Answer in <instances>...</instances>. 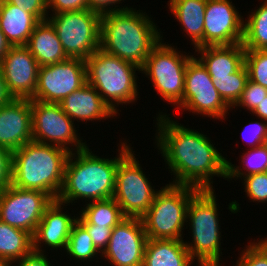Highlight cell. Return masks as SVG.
Returning <instances> with one entry per match:
<instances>
[{"label": "cell", "instance_id": "cell-1", "mask_svg": "<svg viewBox=\"0 0 267 266\" xmlns=\"http://www.w3.org/2000/svg\"><path fill=\"white\" fill-rule=\"evenodd\" d=\"M158 115V116H157ZM156 114L154 143L173 175L170 184L214 189L213 178H227V159L202 131L190 129L169 117ZM176 120V121H175ZM167 164V165H166Z\"/></svg>", "mask_w": 267, "mask_h": 266}, {"label": "cell", "instance_id": "cell-2", "mask_svg": "<svg viewBox=\"0 0 267 266\" xmlns=\"http://www.w3.org/2000/svg\"><path fill=\"white\" fill-rule=\"evenodd\" d=\"M119 142L116 157L107 158L94 154L87 145L69 154L64 182L57 198L68 206L85 200V203L113 198L116 171L119 161L133 148L126 139ZM126 141V142H125ZM76 200V201H75Z\"/></svg>", "mask_w": 267, "mask_h": 266}, {"label": "cell", "instance_id": "cell-3", "mask_svg": "<svg viewBox=\"0 0 267 266\" xmlns=\"http://www.w3.org/2000/svg\"><path fill=\"white\" fill-rule=\"evenodd\" d=\"M152 16L129 8L101 15L100 49L140 68L163 39Z\"/></svg>", "mask_w": 267, "mask_h": 266}, {"label": "cell", "instance_id": "cell-4", "mask_svg": "<svg viewBox=\"0 0 267 266\" xmlns=\"http://www.w3.org/2000/svg\"><path fill=\"white\" fill-rule=\"evenodd\" d=\"M69 154L54 145L35 141L24 144L12 152V185L42 191L57 200Z\"/></svg>", "mask_w": 267, "mask_h": 266}, {"label": "cell", "instance_id": "cell-5", "mask_svg": "<svg viewBox=\"0 0 267 266\" xmlns=\"http://www.w3.org/2000/svg\"><path fill=\"white\" fill-rule=\"evenodd\" d=\"M216 197L214 189H201L187 208L186 228L190 227L192 242L184 243L191 258L197 260V266H222L220 207Z\"/></svg>", "mask_w": 267, "mask_h": 266}, {"label": "cell", "instance_id": "cell-6", "mask_svg": "<svg viewBox=\"0 0 267 266\" xmlns=\"http://www.w3.org/2000/svg\"><path fill=\"white\" fill-rule=\"evenodd\" d=\"M85 62L87 83L97 90L116 115H120L117 109L120 104L127 106L137 102V73H141L139 66L110 55L100 48Z\"/></svg>", "mask_w": 267, "mask_h": 266}, {"label": "cell", "instance_id": "cell-7", "mask_svg": "<svg viewBox=\"0 0 267 266\" xmlns=\"http://www.w3.org/2000/svg\"><path fill=\"white\" fill-rule=\"evenodd\" d=\"M199 190L189 185L170 183L160 187L150 208L141 217L147 238L184 240L187 208Z\"/></svg>", "mask_w": 267, "mask_h": 266}, {"label": "cell", "instance_id": "cell-8", "mask_svg": "<svg viewBox=\"0 0 267 266\" xmlns=\"http://www.w3.org/2000/svg\"><path fill=\"white\" fill-rule=\"evenodd\" d=\"M162 39L148 55L141 73L150 81L156 95L180 108L183 105L185 73L188 61L194 56L179 51Z\"/></svg>", "mask_w": 267, "mask_h": 266}, {"label": "cell", "instance_id": "cell-9", "mask_svg": "<svg viewBox=\"0 0 267 266\" xmlns=\"http://www.w3.org/2000/svg\"><path fill=\"white\" fill-rule=\"evenodd\" d=\"M68 58L86 60L100 48L101 15L89 9L48 14Z\"/></svg>", "mask_w": 267, "mask_h": 266}, {"label": "cell", "instance_id": "cell-10", "mask_svg": "<svg viewBox=\"0 0 267 266\" xmlns=\"http://www.w3.org/2000/svg\"><path fill=\"white\" fill-rule=\"evenodd\" d=\"M134 152L132 148L119 161L113 198L125 217L141 218L159 190L154 189Z\"/></svg>", "mask_w": 267, "mask_h": 266}, {"label": "cell", "instance_id": "cell-11", "mask_svg": "<svg viewBox=\"0 0 267 266\" xmlns=\"http://www.w3.org/2000/svg\"><path fill=\"white\" fill-rule=\"evenodd\" d=\"M32 141L61 147L69 153L87 144L78 135L79 125L62 110L59 103L31 100ZM78 130V131H77ZM73 146V147H72Z\"/></svg>", "mask_w": 267, "mask_h": 266}, {"label": "cell", "instance_id": "cell-12", "mask_svg": "<svg viewBox=\"0 0 267 266\" xmlns=\"http://www.w3.org/2000/svg\"><path fill=\"white\" fill-rule=\"evenodd\" d=\"M179 109L214 120L220 119L222 122L232 109L220 96L211 76L196 56L187 63L183 105Z\"/></svg>", "mask_w": 267, "mask_h": 266}, {"label": "cell", "instance_id": "cell-13", "mask_svg": "<svg viewBox=\"0 0 267 266\" xmlns=\"http://www.w3.org/2000/svg\"><path fill=\"white\" fill-rule=\"evenodd\" d=\"M53 199L42 191L15 187L0 191V220L34 235L46 208Z\"/></svg>", "mask_w": 267, "mask_h": 266}, {"label": "cell", "instance_id": "cell-14", "mask_svg": "<svg viewBox=\"0 0 267 266\" xmlns=\"http://www.w3.org/2000/svg\"><path fill=\"white\" fill-rule=\"evenodd\" d=\"M87 83L86 62L78 58L39 67L37 86L31 100L60 103Z\"/></svg>", "mask_w": 267, "mask_h": 266}, {"label": "cell", "instance_id": "cell-15", "mask_svg": "<svg viewBox=\"0 0 267 266\" xmlns=\"http://www.w3.org/2000/svg\"><path fill=\"white\" fill-rule=\"evenodd\" d=\"M147 239L141 218L125 217L113 228L101 258L111 266H142Z\"/></svg>", "mask_w": 267, "mask_h": 266}, {"label": "cell", "instance_id": "cell-16", "mask_svg": "<svg viewBox=\"0 0 267 266\" xmlns=\"http://www.w3.org/2000/svg\"><path fill=\"white\" fill-rule=\"evenodd\" d=\"M231 0H207L204 46L242 43L244 18Z\"/></svg>", "mask_w": 267, "mask_h": 266}, {"label": "cell", "instance_id": "cell-17", "mask_svg": "<svg viewBox=\"0 0 267 266\" xmlns=\"http://www.w3.org/2000/svg\"><path fill=\"white\" fill-rule=\"evenodd\" d=\"M39 64L26 46H11L0 61L12 98L31 99L37 86Z\"/></svg>", "mask_w": 267, "mask_h": 266}, {"label": "cell", "instance_id": "cell-18", "mask_svg": "<svg viewBox=\"0 0 267 266\" xmlns=\"http://www.w3.org/2000/svg\"><path fill=\"white\" fill-rule=\"evenodd\" d=\"M66 206L68 205L65 203L53 200V202L46 208L43 217L32 236L34 252L46 254V250L42 248L44 246L45 248L48 247L47 249L51 247V252L53 249L55 251L60 249L61 252L62 250L65 251L72 226L77 221V214L76 216L75 214L74 216H71L73 214H69L66 210L68 207Z\"/></svg>", "mask_w": 267, "mask_h": 266}, {"label": "cell", "instance_id": "cell-19", "mask_svg": "<svg viewBox=\"0 0 267 266\" xmlns=\"http://www.w3.org/2000/svg\"><path fill=\"white\" fill-rule=\"evenodd\" d=\"M32 141L31 99L13 98L0 106V146L10 151Z\"/></svg>", "mask_w": 267, "mask_h": 266}, {"label": "cell", "instance_id": "cell-20", "mask_svg": "<svg viewBox=\"0 0 267 266\" xmlns=\"http://www.w3.org/2000/svg\"><path fill=\"white\" fill-rule=\"evenodd\" d=\"M62 110L75 122H101L117 117L103 101L97 90L86 83L80 89L66 96L60 103ZM88 121V122H87Z\"/></svg>", "mask_w": 267, "mask_h": 266}, {"label": "cell", "instance_id": "cell-21", "mask_svg": "<svg viewBox=\"0 0 267 266\" xmlns=\"http://www.w3.org/2000/svg\"><path fill=\"white\" fill-rule=\"evenodd\" d=\"M194 53H197L196 56L199 55L196 58L211 78L229 76L245 64V49L242 43L203 46L195 48Z\"/></svg>", "mask_w": 267, "mask_h": 266}, {"label": "cell", "instance_id": "cell-22", "mask_svg": "<svg viewBox=\"0 0 267 266\" xmlns=\"http://www.w3.org/2000/svg\"><path fill=\"white\" fill-rule=\"evenodd\" d=\"M170 13L191 39L192 48L204 46V19L207 0H169Z\"/></svg>", "mask_w": 267, "mask_h": 266}, {"label": "cell", "instance_id": "cell-23", "mask_svg": "<svg viewBox=\"0 0 267 266\" xmlns=\"http://www.w3.org/2000/svg\"><path fill=\"white\" fill-rule=\"evenodd\" d=\"M26 47L40 67L68 59L54 27L48 20L40 21L35 26Z\"/></svg>", "mask_w": 267, "mask_h": 266}, {"label": "cell", "instance_id": "cell-24", "mask_svg": "<svg viewBox=\"0 0 267 266\" xmlns=\"http://www.w3.org/2000/svg\"><path fill=\"white\" fill-rule=\"evenodd\" d=\"M184 240L147 239L142 266H191Z\"/></svg>", "mask_w": 267, "mask_h": 266}, {"label": "cell", "instance_id": "cell-25", "mask_svg": "<svg viewBox=\"0 0 267 266\" xmlns=\"http://www.w3.org/2000/svg\"><path fill=\"white\" fill-rule=\"evenodd\" d=\"M40 21L28 11L4 0L0 8V29L10 46H26Z\"/></svg>", "mask_w": 267, "mask_h": 266}, {"label": "cell", "instance_id": "cell-26", "mask_svg": "<svg viewBox=\"0 0 267 266\" xmlns=\"http://www.w3.org/2000/svg\"><path fill=\"white\" fill-rule=\"evenodd\" d=\"M33 251V238L25 230L0 220V261L6 266Z\"/></svg>", "mask_w": 267, "mask_h": 266}, {"label": "cell", "instance_id": "cell-27", "mask_svg": "<svg viewBox=\"0 0 267 266\" xmlns=\"http://www.w3.org/2000/svg\"><path fill=\"white\" fill-rule=\"evenodd\" d=\"M77 212V221L80 224L95 226H109L114 228L125 218L120 206L114 198L97 200L85 203Z\"/></svg>", "mask_w": 267, "mask_h": 266}, {"label": "cell", "instance_id": "cell-28", "mask_svg": "<svg viewBox=\"0 0 267 266\" xmlns=\"http://www.w3.org/2000/svg\"><path fill=\"white\" fill-rule=\"evenodd\" d=\"M263 1L244 20L242 45L245 50H267V0Z\"/></svg>", "mask_w": 267, "mask_h": 266}, {"label": "cell", "instance_id": "cell-29", "mask_svg": "<svg viewBox=\"0 0 267 266\" xmlns=\"http://www.w3.org/2000/svg\"><path fill=\"white\" fill-rule=\"evenodd\" d=\"M244 153H241L239 162L241 166L232 164L227 161V181L232 179L240 180L243 177L254 174L263 173L267 168V147L261 145L256 148L246 149ZM242 167V168H241Z\"/></svg>", "mask_w": 267, "mask_h": 266}, {"label": "cell", "instance_id": "cell-30", "mask_svg": "<svg viewBox=\"0 0 267 266\" xmlns=\"http://www.w3.org/2000/svg\"><path fill=\"white\" fill-rule=\"evenodd\" d=\"M65 252L74 258L73 260H77L78 263L80 261L83 263L85 261L91 262L96 259L98 261L95 262H99V259H101V252L95 247L87 230L78 221L72 226ZM98 256H100L99 259Z\"/></svg>", "mask_w": 267, "mask_h": 266}, {"label": "cell", "instance_id": "cell-31", "mask_svg": "<svg viewBox=\"0 0 267 266\" xmlns=\"http://www.w3.org/2000/svg\"><path fill=\"white\" fill-rule=\"evenodd\" d=\"M248 80V71L244 64L229 76L212 78L213 84L223 100L232 108L240 99Z\"/></svg>", "mask_w": 267, "mask_h": 266}, {"label": "cell", "instance_id": "cell-32", "mask_svg": "<svg viewBox=\"0 0 267 266\" xmlns=\"http://www.w3.org/2000/svg\"><path fill=\"white\" fill-rule=\"evenodd\" d=\"M248 79L267 89V50H245Z\"/></svg>", "mask_w": 267, "mask_h": 266}, {"label": "cell", "instance_id": "cell-33", "mask_svg": "<svg viewBox=\"0 0 267 266\" xmlns=\"http://www.w3.org/2000/svg\"><path fill=\"white\" fill-rule=\"evenodd\" d=\"M248 243L241 251L235 266H267V246L260 238Z\"/></svg>", "mask_w": 267, "mask_h": 266}, {"label": "cell", "instance_id": "cell-34", "mask_svg": "<svg viewBox=\"0 0 267 266\" xmlns=\"http://www.w3.org/2000/svg\"><path fill=\"white\" fill-rule=\"evenodd\" d=\"M245 197H248L252 202L267 203V174L254 173L243 177Z\"/></svg>", "mask_w": 267, "mask_h": 266}, {"label": "cell", "instance_id": "cell-35", "mask_svg": "<svg viewBox=\"0 0 267 266\" xmlns=\"http://www.w3.org/2000/svg\"><path fill=\"white\" fill-rule=\"evenodd\" d=\"M267 96V89L260 84L247 80L245 88L242 92L240 99L232 107L243 108L251 112L259 105V103Z\"/></svg>", "mask_w": 267, "mask_h": 266}, {"label": "cell", "instance_id": "cell-36", "mask_svg": "<svg viewBox=\"0 0 267 266\" xmlns=\"http://www.w3.org/2000/svg\"><path fill=\"white\" fill-rule=\"evenodd\" d=\"M267 131V121H251L248 125H245L242 132V139L248 143V148H256L264 144V139ZM247 134V136H246ZM249 135V136H248ZM248 139V141L246 140Z\"/></svg>", "mask_w": 267, "mask_h": 266}, {"label": "cell", "instance_id": "cell-37", "mask_svg": "<svg viewBox=\"0 0 267 266\" xmlns=\"http://www.w3.org/2000/svg\"><path fill=\"white\" fill-rule=\"evenodd\" d=\"M23 11L33 14L39 21L47 20V0H6Z\"/></svg>", "mask_w": 267, "mask_h": 266}, {"label": "cell", "instance_id": "cell-38", "mask_svg": "<svg viewBox=\"0 0 267 266\" xmlns=\"http://www.w3.org/2000/svg\"><path fill=\"white\" fill-rule=\"evenodd\" d=\"M93 240L95 247L102 253L107 247L113 228L109 226H95L81 224Z\"/></svg>", "mask_w": 267, "mask_h": 266}, {"label": "cell", "instance_id": "cell-39", "mask_svg": "<svg viewBox=\"0 0 267 266\" xmlns=\"http://www.w3.org/2000/svg\"><path fill=\"white\" fill-rule=\"evenodd\" d=\"M12 184V151L0 146V191Z\"/></svg>", "mask_w": 267, "mask_h": 266}, {"label": "cell", "instance_id": "cell-40", "mask_svg": "<svg viewBox=\"0 0 267 266\" xmlns=\"http://www.w3.org/2000/svg\"><path fill=\"white\" fill-rule=\"evenodd\" d=\"M47 9L48 14L85 10L88 9V0H47Z\"/></svg>", "mask_w": 267, "mask_h": 266}, {"label": "cell", "instance_id": "cell-41", "mask_svg": "<svg viewBox=\"0 0 267 266\" xmlns=\"http://www.w3.org/2000/svg\"><path fill=\"white\" fill-rule=\"evenodd\" d=\"M121 1L124 2L125 0H88V9L90 11L98 13L99 15H103L107 13H112L114 11H120V10L133 8L130 6L128 7V5L127 6L122 5L120 7L119 4L120 3L122 4Z\"/></svg>", "mask_w": 267, "mask_h": 266}, {"label": "cell", "instance_id": "cell-42", "mask_svg": "<svg viewBox=\"0 0 267 266\" xmlns=\"http://www.w3.org/2000/svg\"><path fill=\"white\" fill-rule=\"evenodd\" d=\"M45 253H37L32 251L30 254L11 262L8 266H53ZM13 263L18 265H13Z\"/></svg>", "mask_w": 267, "mask_h": 266}, {"label": "cell", "instance_id": "cell-43", "mask_svg": "<svg viewBox=\"0 0 267 266\" xmlns=\"http://www.w3.org/2000/svg\"><path fill=\"white\" fill-rule=\"evenodd\" d=\"M12 99V96L6 88L3 72L0 68V106L10 102Z\"/></svg>", "mask_w": 267, "mask_h": 266}, {"label": "cell", "instance_id": "cell-44", "mask_svg": "<svg viewBox=\"0 0 267 266\" xmlns=\"http://www.w3.org/2000/svg\"><path fill=\"white\" fill-rule=\"evenodd\" d=\"M260 120L267 121V96L263 99L259 105L251 112Z\"/></svg>", "mask_w": 267, "mask_h": 266}, {"label": "cell", "instance_id": "cell-45", "mask_svg": "<svg viewBox=\"0 0 267 266\" xmlns=\"http://www.w3.org/2000/svg\"><path fill=\"white\" fill-rule=\"evenodd\" d=\"M10 44L7 42L4 33L0 29V61L2 57L7 53L10 49Z\"/></svg>", "mask_w": 267, "mask_h": 266}, {"label": "cell", "instance_id": "cell-46", "mask_svg": "<svg viewBox=\"0 0 267 266\" xmlns=\"http://www.w3.org/2000/svg\"><path fill=\"white\" fill-rule=\"evenodd\" d=\"M265 147H267V131H266V135H265V139H264V144Z\"/></svg>", "mask_w": 267, "mask_h": 266}, {"label": "cell", "instance_id": "cell-47", "mask_svg": "<svg viewBox=\"0 0 267 266\" xmlns=\"http://www.w3.org/2000/svg\"><path fill=\"white\" fill-rule=\"evenodd\" d=\"M260 240L267 246V236L264 237V239L262 238V239H260Z\"/></svg>", "mask_w": 267, "mask_h": 266}, {"label": "cell", "instance_id": "cell-48", "mask_svg": "<svg viewBox=\"0 0 267 266\" xmlns=\"http://www.w3.org/2000/svg\"><path fill=\"white\" fill-rule=\"evenodd\" d=\"M4 0H0V8L2 7Z\"/></svg>", "mask_w": 267, "mask_h": 266}, {"label": "cell", "instance_id": "cell-49", "mask_svg": "<svg viewBox=\"0 0 267 266\" xmlns=\"http://www.w3.org/2000/svg\"><path fill=\"white\" fill-rule=\"evenodd\" d=\"M0 266H6L2 261H0Z\"/></svg>", "mask_w": 267, "mask_h": 266}]
</instances>
